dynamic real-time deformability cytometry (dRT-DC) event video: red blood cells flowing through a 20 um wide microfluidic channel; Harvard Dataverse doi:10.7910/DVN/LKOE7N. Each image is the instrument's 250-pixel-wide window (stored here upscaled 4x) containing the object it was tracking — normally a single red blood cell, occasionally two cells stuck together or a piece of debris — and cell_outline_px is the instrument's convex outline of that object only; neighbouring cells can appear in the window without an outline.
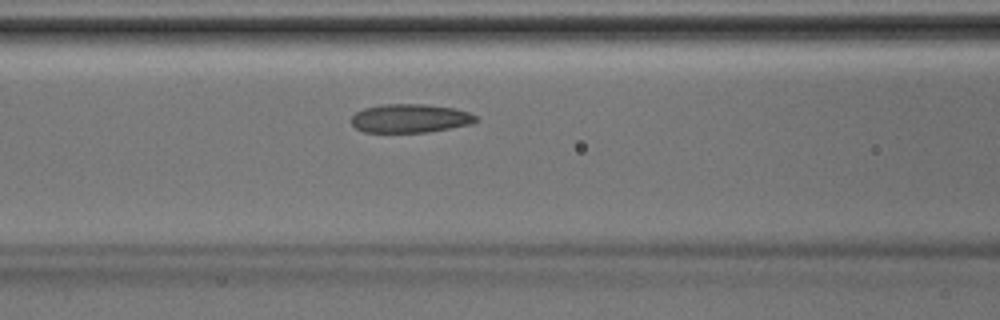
{"species": "Egyptian fruit bat (a non-hibernating species)", "species_latin": "Rousettus aegyptiacus", "temperature_condition": "room temperature", "stored_images_in_passage": 34, "camera_frame_rate_fps": 3000, "um_per_image_px": 0.085, "animal": {"sex": "male"}, "frame": {"image": 1, "passage_image": 10, "time_ms": 3.0, "image_size_px": [1000, 320], "cell_outline_px": [[480, 120], [468, 124], [428, 132], [364, 132], [356, 128], [352, 124], [352, 116], [356, 112], [364, 108], [384, 104], [424, 104], [452, 108], [468, 112], [476, 116]], "centroid_in_image_um": [34.84, 10.06], "position_along_channel_um": 131.8, "area_um2": 20.58}}
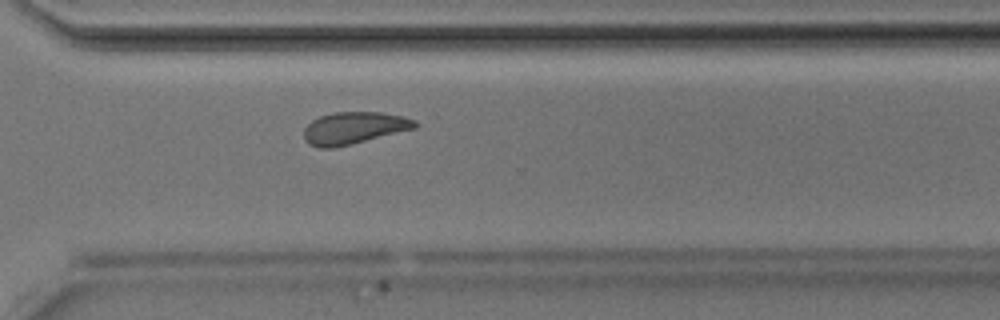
{"frame": {"image": 2, "passage_image": 23, "time_ms": 7.333, "image_size_px": [1000, 320], "cell_outline_px": [[420, 124], [416, 128], [352, 144], [332, 148], [320, 148], [308, 144], [304, 140], [304, 128], [312, 120], [320, 116], [336, 112], [380, 112], [404, 116], [416, 120]], "centroid_in_image_um": [30.1, 10.88], "position_along_channel_um": 340.5, "area_um2": 20.92}}
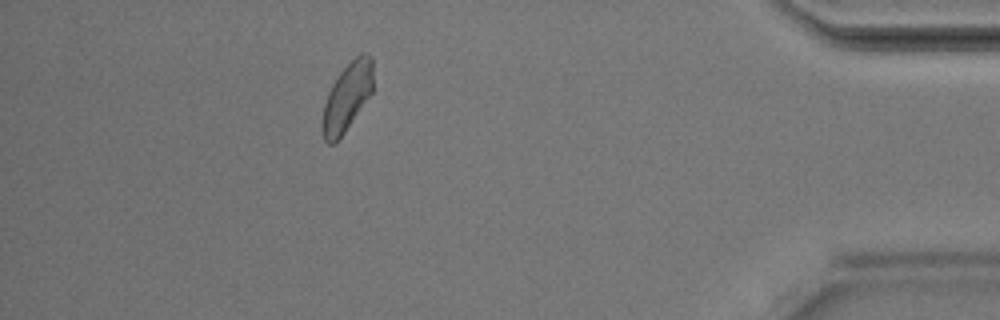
{"frame": {"image": 3, "passage_image": 30, "time_ms": 9.667, "image_size_px": [1000, 320], "cell_outline_px": [[372, 92], [344, 132], [332, 144], [328, 144], [324, 140], [324, 104], [328, 92], [332, 84], [340, 72], [360, 52], [368, 52], [372, 56]], "centroid_in_image_um": [29.53, 8.17], "position_along_channel_um": 405.7, "area_um2": 19.48}}